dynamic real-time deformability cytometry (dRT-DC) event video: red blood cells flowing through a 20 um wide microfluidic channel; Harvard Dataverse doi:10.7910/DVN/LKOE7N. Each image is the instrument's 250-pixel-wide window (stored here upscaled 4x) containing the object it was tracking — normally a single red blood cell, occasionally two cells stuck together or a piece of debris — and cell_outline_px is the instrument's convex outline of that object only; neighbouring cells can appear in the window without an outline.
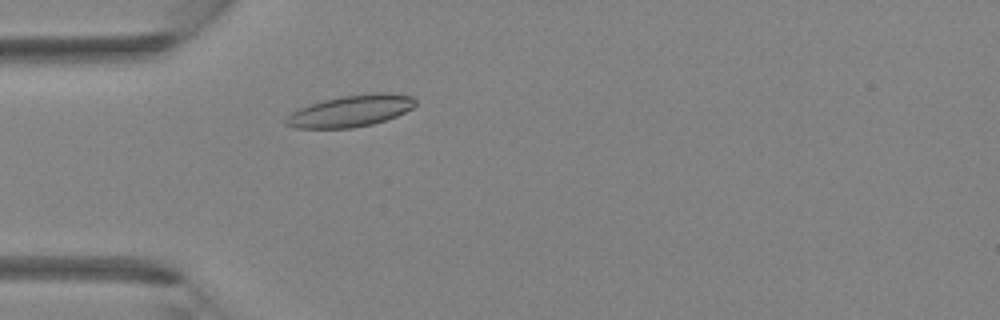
{"species": "Egyptian fruit bat (a non-hibernating species)", "species_latin": "Rousettus aegyptiacus", "temperature_condition": "room temperature", "stored_images_in_passage": 31, "camera_frame_rate_fps": 3000, "um_per_image_px": 0.085, "animal": {"sex": "female"}, "frame": {"image": 1, "passage_image": 2, "time_ms": 0.333, "image_size_px": [1000, 320], "cell_outline_px": [[416, 104], [412, 108], [396, 116], [372, 124], [352, 128], [296, 128], [284, 124], [284, 120], [292, 112], [300, 108], [324, 100], [340, 96], [376, 92], [388, 92], [412, 96], [416, 100]], "centroid_in_image_um": [29.83, 9.42], "position_along_channel_um": 55.2, "area_um2": 23.76}}
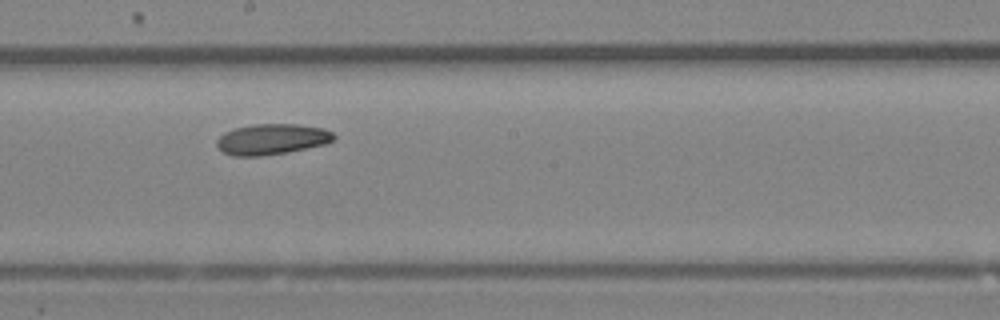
{"frame": {"image": 2, "passage_image": 13, "time_ms": 4.0, "image_size_px": [1000, 320], "cell_outline_px": [[336, 136], [332, 140], [324, 144], [288, 152], [260, 156], [232, 156], [224, 152], [216, 144], [216, 140], [224, 132], [236, 128], [252, 124], [296, 124], [324, 128], [332, 132]], "centroid_in_image_um": [23.1, 11.83], "position_along_channel_um": 225.1, "area_um2": 20.87}}
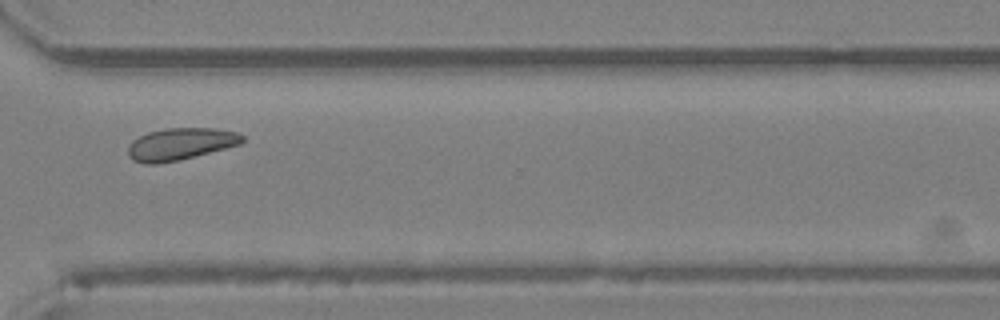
{"frame": {"image": 3, "passage_image": 21, "time_ms": 6.667, "image_size_px": [1000, 320], "cell_outline_px": [[244, 140], [240, 144], [180, 160], [156, 164], [144, 164], [132, 160], [128, 156], [128, 144], [132, 140], [148, 132], [164, 128], [212, 128], [236, 132], [244, 136]], "centroid_in_image_um": [15.29, 12.24], "position_along_channel_um": 355.3, "area_um2": 21.39}}